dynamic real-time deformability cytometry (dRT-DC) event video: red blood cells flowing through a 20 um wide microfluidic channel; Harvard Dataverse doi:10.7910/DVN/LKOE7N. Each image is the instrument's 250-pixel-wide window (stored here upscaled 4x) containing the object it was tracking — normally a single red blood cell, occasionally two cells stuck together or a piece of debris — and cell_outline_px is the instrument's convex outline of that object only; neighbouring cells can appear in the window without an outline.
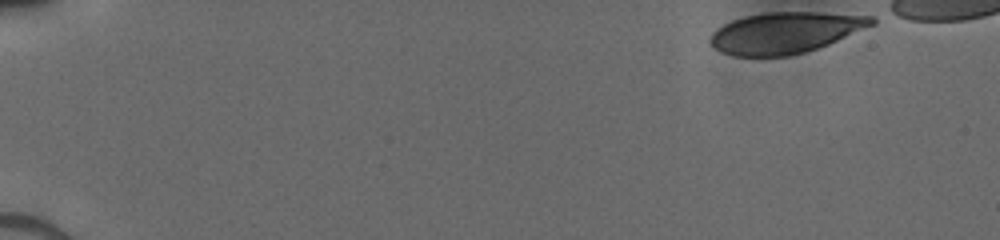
{"species": "human", "species_latin": "Homo sapiens", "temperature_condition": "cold", "stored_images_in_passage": 42, "camera_frame_rate_fps": 3000, "um_per_image_px": 0.085, "donor": {"sex": "male"}, "frame": {"image": 1, "passage_image": 1, "time_ms": 0.0, "image_size_px": [1000, 240], "cell_outline_px": [[876, 24], [828, 44], [804, 52], [788, 56], [732, 56], [720, 52], [708, 40], [712, 32], [716, 28], [732, 20], [744, 16], [768, 12], [820, 12], [872, 16], [876, 20]], "centroid_in_image_um": [66.73, 2.77], "position_along_channel_um": 18.3, "area_um2": 38.73}}
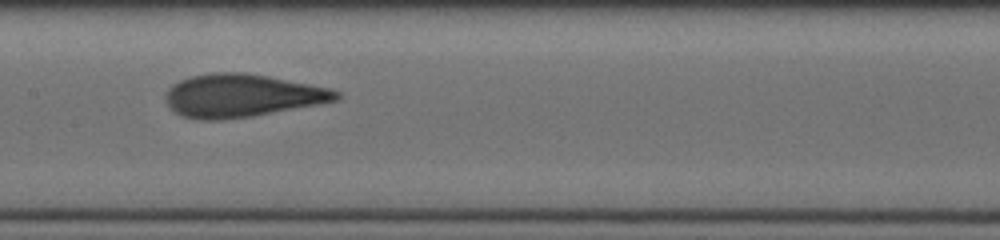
{"frame": {"image": 2, "passage_image": 24, "time_ms": 7.667, "image_size_px": [1000, 240], "cell_outline_px": [[340, 96], [336, 100], [320, 104], [252, 116], [216, 120], [200, 120], [180, 116], [168, 104], [168, 88], [172, 84], [180, 80], [192, 76], [212, 72], [244, 72], [268, 76], [332, 88], [340, 92]], "centroid_in_image_um": [20.59, 8.12], "position_along_channel_um": 186.8, "area_um2": 42.54}}
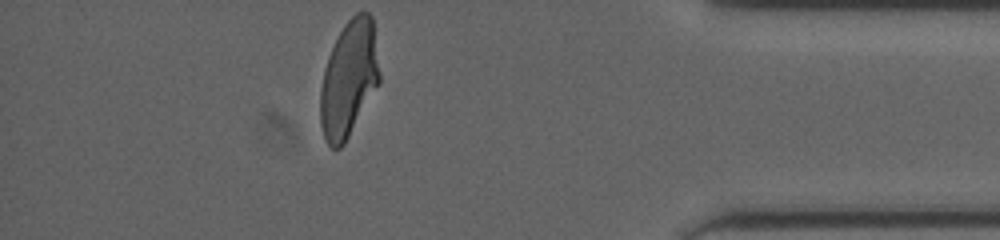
{"frame": {"image": 3, "passage_image": 42, "time_ms": 13.667, "image_size_px": [1000, 240], "cell_outline_px": [[380, 84], [344, 144], [340, 148], [332, 148], [324, 140], [320, 124], [320, 88], [324, 68], [328, 56], [344, 24], [356, 12], [368, 12], [372, 16], [380, 72]], "centroid_in_image_um": [29.65, 6.73], "position_along_channel_um": 405.5, "area_um2": 40.34}}